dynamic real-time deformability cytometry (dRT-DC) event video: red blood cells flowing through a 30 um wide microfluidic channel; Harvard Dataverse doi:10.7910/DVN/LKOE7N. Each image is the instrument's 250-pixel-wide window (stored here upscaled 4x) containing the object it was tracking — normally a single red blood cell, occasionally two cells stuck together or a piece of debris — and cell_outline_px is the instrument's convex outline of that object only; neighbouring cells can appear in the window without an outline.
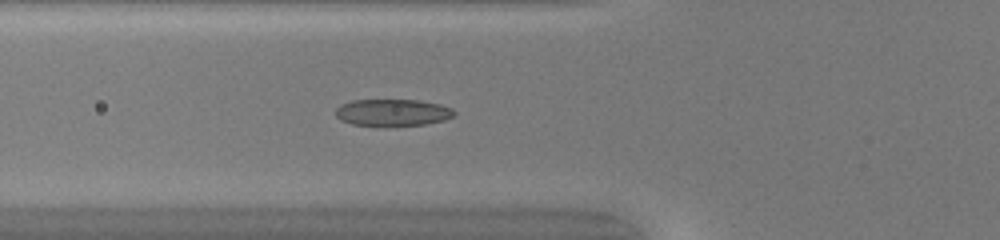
{"species": "common noctule bat (a hibernating species)", "species_latin": "Nyctalus noctula", "temperature_condition": "warm", "stored_images_in_passage": 51, "camera_frame_rate_fps": 3000, "um_per_image_px": 0.085, "animal": {"sex": "female", "body_mass_g": 20.0, "forearm_length_mm": 54.0}, "frame": {"image": 1, "passage_image": 20, "time_ms": 6.333, "image_size_px": [1000, 240], "cell_outline_px": [[456, 112], [452, 116], [444, 120], [424, 124], [384, 128], [380, 128], [352, 124], [340, 120], [336, 116], [336, 108], [340, 104], [352, 100], [420, 100], [440, 104], [452, 108]], "centroid_in_image_um": [33.33, 9.59], "position_along_channel_um": 92.5, "area_um2": 19.19}}
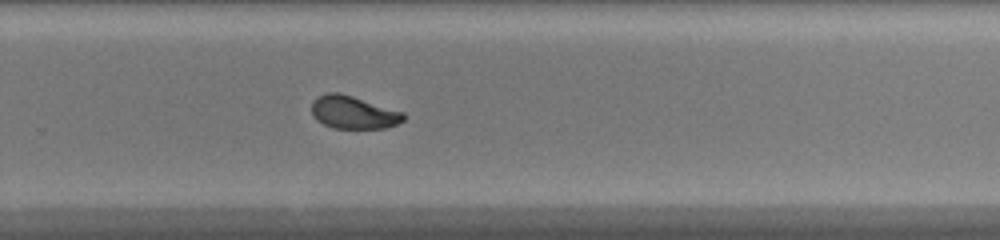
{"frame": {"image": 2, "passage_image": 35, "time_ms": 11.333, "image_size_px": [1000, 240], "cell_outline_px": [[404, 120], [396, 124], [384, 128], [332, 128], [316, 120], [312, 116], [312, 100], [328, 92], [340, 92], [404, 112]], "centroid_in_image_um": [30.01, 9.55], "position_along_channel_um": 299.8, "area_um2": 17.57}}
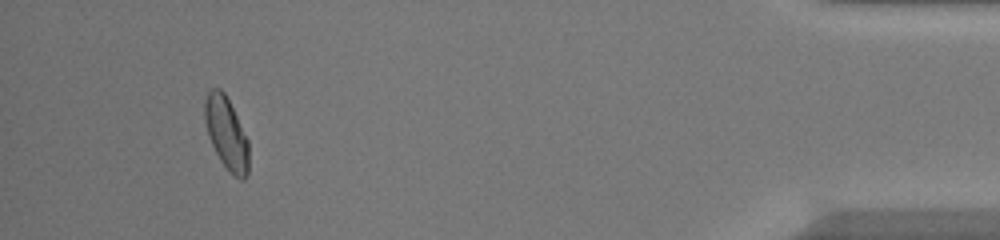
{"frame": {"image": 3, "passage_image": 48, "time_ms": 15.667, "image_size_px": [1000, 240], "cell_outline_px": [[248, 172], [244, 180], [240, 180], [220, 160], [208, 136], [204, 120], [204, 100], [208, 92], [212, 88], [220, 88], [224, 92], [248, 140]], "centroid_in_image_um": [19.22, 11.3], "position_along_channel_um": 416.0, "area_um2": 18.21}, "authors_computed_cell_mechanics": {"area_um2": 18.5538, "velocity_mm_per_s": 4.152, "shape_relaxation_time_tau1_ms": 6.5387, "shape_relaxation_time_tau2_ms": 1.2285, "deformation_change_tau1": 0.1936, "deformation_change_tau2": 0.0531}}